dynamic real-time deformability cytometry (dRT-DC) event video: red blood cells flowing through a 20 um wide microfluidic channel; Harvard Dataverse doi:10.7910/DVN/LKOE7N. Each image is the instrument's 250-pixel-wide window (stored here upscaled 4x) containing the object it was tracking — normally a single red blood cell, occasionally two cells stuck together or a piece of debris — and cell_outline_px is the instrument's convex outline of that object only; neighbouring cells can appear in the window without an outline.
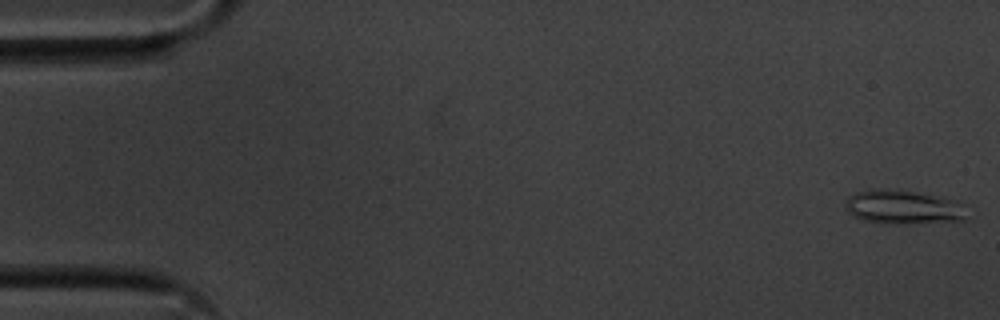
{"species": "common noctule bat (a hibernating species)", "species_latin": "Nyctalus noctula", "temperature_condition": "cold", "stored_images_in_passage": 10, "camera_frame_rate_fps": 3000, "um_per_image_px": 0.085, "animal": {"sex": "male", "body_mass_g": 20.1, "forearm_length_mm": 53.5}, "frame": {"image": 1, "passage_image": 1, "time_ms": 0.0, "image_size_px": [1000, 320], "cell_outline_px": [[964, 220], [904, 224], [864, 220], [852, 216], [844, 208], [844, 204], [848, 196], [856, 192], [868, 188], [880, 188], [912, 192], [940, 196], [956, 200], [964, 204]], "centroid_in_image_um": [76.72, 17.59], "position_along_channel_um": 8.3, "area_um2": 24.04}}